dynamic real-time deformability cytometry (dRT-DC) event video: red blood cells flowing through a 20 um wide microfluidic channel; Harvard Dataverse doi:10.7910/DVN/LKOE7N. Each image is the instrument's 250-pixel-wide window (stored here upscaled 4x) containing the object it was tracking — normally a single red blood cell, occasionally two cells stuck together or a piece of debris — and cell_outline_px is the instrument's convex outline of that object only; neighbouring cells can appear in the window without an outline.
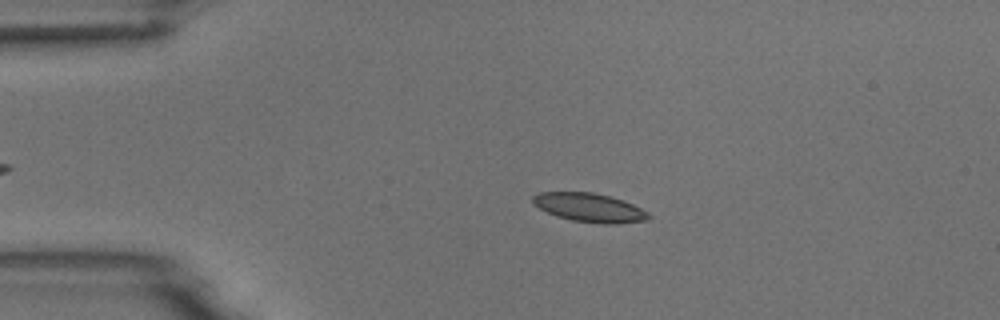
{"species": "common noctule bat (a hibernating species)", "species_latin": "Nyctalus noctula", "temperature_condition": "room temperature", "stored_images_in_passage": 48, "camera_frame_rate_fps": 3000, "um_per_image_px": 0.085, "animal": {"sex": "male", "body_mass_g": 18.8}, "frame": {"image": 1, "passage_image": 11, "time_ms": 3.333, "image_size_px": [1000, 320], "cell_outline_px": [[652, 216], [648, 220], [616, 224], [600, 224], [572, 220], [556, 216], [532, 204], [532, 196], [540, 192], [592, 192], [624, 200], [648, 212]], "centroid_in_image_um": [50.11, 17.65], "position_along_channel_um": 34.9, "area_um2": 19.48}}
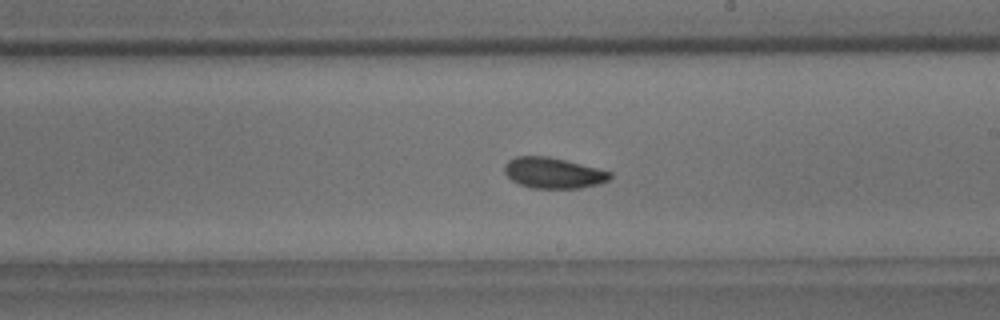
{"frame": {"image": 2, "passage_image": 31, "time_ms": 10.0, "image_size_px": [1000, 320], "cell_outline_px": [[612, 176], [608, 180], [600, 184], [580, 188], [532, 188], [520, 184], [512, 180], [504, 172], [504, 164], [508, 160], [516, 156], [548, 156], [612, 172]], "centroid_in_image_um": [47.01, 14.7], "position_along_channel_um": 242.0, "area_um2": 18.84}}
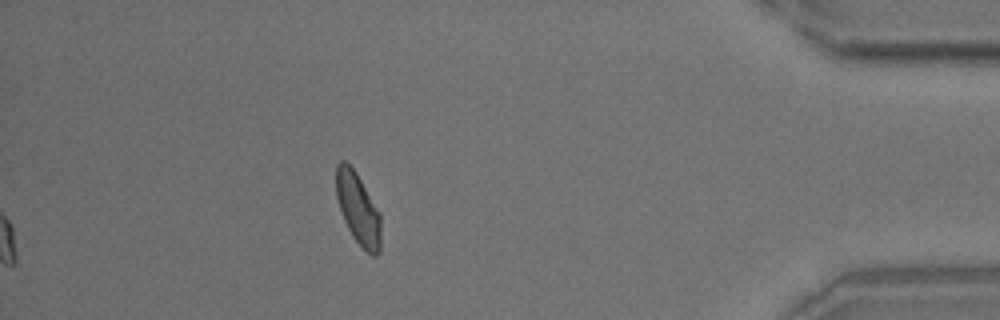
{"frame": {"image": 3, "passage_image": 48, "time_ms": 15.667, "image_size_px": [1000, 320], "cell_outline_px": [[380, 252], [376, 256], [372, 256], [352, 236], [344, 220], [336, 196], [336, 164], [340, 160], [344, 160], [356, 172], [380, 212]], "centroid_in_image_um": [30.43, 17.72], "position_along_channel_um": 404.8, "area_um2": 18.5}, "authors_computed_cell_mechanics": {"area_um2": 18.8139, "velocity_mm_per_s": 3.6841, "shape_relaxation_time_tau1_ms": 2.6951, "shape_relaxation_time_tau2_ms": 2.1791, "deformation_change_tau1": 0.1111, "deformation_change_tau2": 0.0754}}